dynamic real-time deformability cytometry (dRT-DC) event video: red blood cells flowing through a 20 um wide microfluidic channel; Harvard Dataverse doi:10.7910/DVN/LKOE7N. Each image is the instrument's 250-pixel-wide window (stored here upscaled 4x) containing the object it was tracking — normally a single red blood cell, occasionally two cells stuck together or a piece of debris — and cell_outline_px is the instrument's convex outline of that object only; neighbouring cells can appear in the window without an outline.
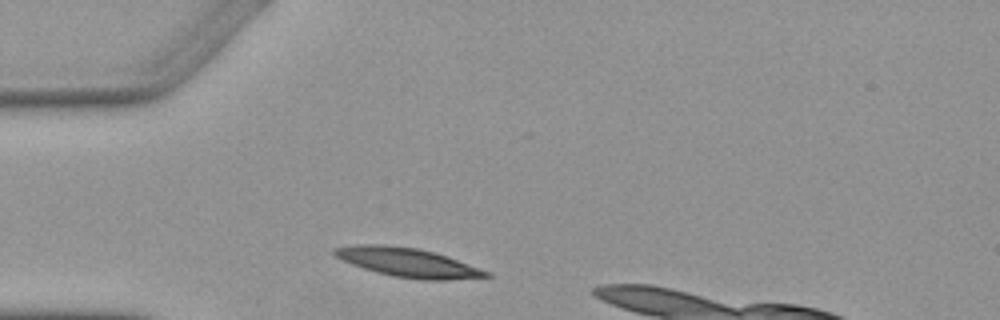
{"species": "Egyptian fruit bat (a non-hibernating species)", "species_latin": "Rousettus aegyptiacus", "temperature_condition": "warm", "stored_images_in_passage": 2, "camera_frame_rate_fps": 3000, "um_per_image_px": 0.085, "animal": {"sex": "female"}, "frame": {"image": 1, "passage_image": 1, "time_ms": 0.0, "image_size_px": [1000, 320], "cell_outline_px": [[492, 276], [448, 280], [420, 280], [392, 276], [376, 272], [352, 264], [336, 256], [332, 252], [336, 248], [360, 244], [384, 244], [416, 248], [432, 252], [456, 260], [488, 272]], "centroid_in_image_um": [34.63, 22.32], "position_along_channel_um": 50.4, "area_um2": 25.03}}